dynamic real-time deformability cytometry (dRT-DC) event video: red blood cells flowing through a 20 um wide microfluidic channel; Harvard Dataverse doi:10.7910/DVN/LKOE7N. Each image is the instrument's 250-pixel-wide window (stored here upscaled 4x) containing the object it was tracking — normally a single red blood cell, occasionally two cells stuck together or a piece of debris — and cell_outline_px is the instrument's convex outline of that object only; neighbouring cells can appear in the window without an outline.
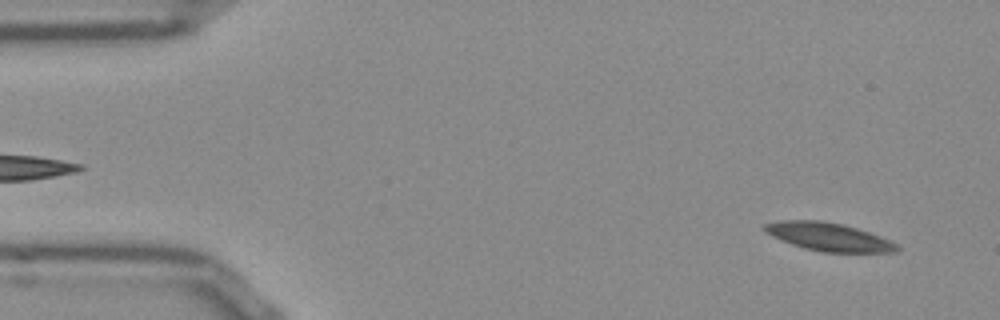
{"species": "Egyptian fruit bat (a non-hibernating species)", "species_latin": "Rousettus aegyptiacus", "temperature_condition": "room temperature", "stored_images_in_passage": 54, "camera_frame_rate_fps": 3000, "um_per_image_px": 0.085, "frame": {"image": 1, "passage_image": 4, "time_ms": 1.0, "image_size_px": [1000, 320], "cell_outline_px": [[900, 248], [896, 252], [824, 252], [804, 248], [792, 244], [772, 236], [764, 228], [764, 224], [780, 220], [820, 220], [840, 224], [856, 228], [880, 236], [896, 244]], "centroid_in_image_um": [70.43, 20.13], "position_along_channel_um": 14.6, "area_um2": 21.33}}
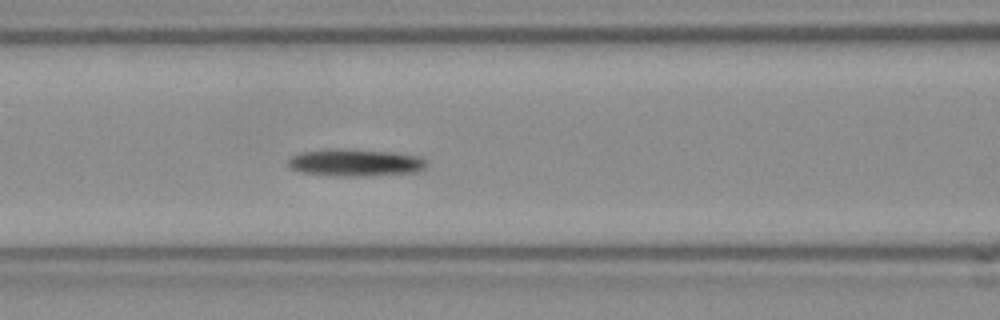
{"frame": {"image": 2, "passage_image": 22, "time_ms": 7.0, "image_size_px": [1000, 320], "cell_outline_px": [[424, 168], [416, 172], [360, 176], [328, 176], [300, 172], [292, 168], [288, 164], [288, 160], [292, 156], [300, 152], [332, 148], [348, 148], [392, 152], [420, 156], [424, 160]], "centroid_in_image_um": [30.14, 13.81], "position_along_channel_um": 136.5, "area_um2": 22.08}}
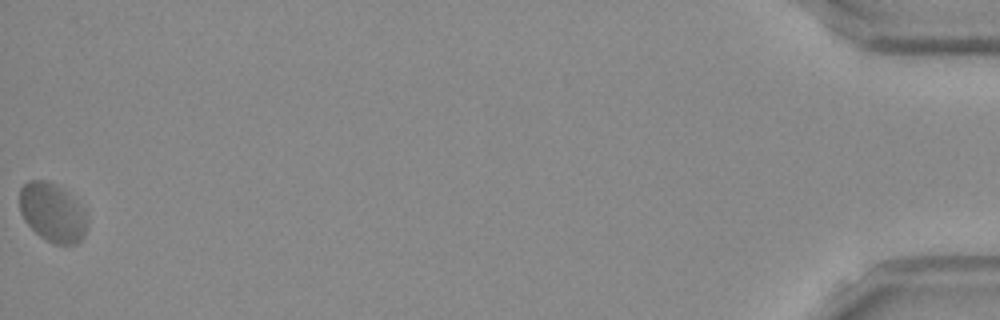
{"frame": {"image": 3, "passage_image": 54, "time_ms": 17.667, "image_size_px": [1000, 320], "cell_outline_px": [[88, 224], [84, 236], [76, 244], [56, 244], [40, 236], [24, 220], [20, 212], [20, 188], [28, 180], [44, 180], [56, 184], [76, 200], [84, 208], [88, 216]], "centroid_in_image_um": [4.48, 18.06], "position_along_channel_um": 430.7, "area_um2": 23.24}, "authors_computed_cell_mechanics": {"area_um2": 21.2126, "velocity_mm_per_s": 3.7475, "shape_relaxation_time_tau1_ms": 7.0328, "shape_relaxation_time_tau2_ms": null, "deformation_change_tau1": 0.1426, "deformation_change_tau2": null}}